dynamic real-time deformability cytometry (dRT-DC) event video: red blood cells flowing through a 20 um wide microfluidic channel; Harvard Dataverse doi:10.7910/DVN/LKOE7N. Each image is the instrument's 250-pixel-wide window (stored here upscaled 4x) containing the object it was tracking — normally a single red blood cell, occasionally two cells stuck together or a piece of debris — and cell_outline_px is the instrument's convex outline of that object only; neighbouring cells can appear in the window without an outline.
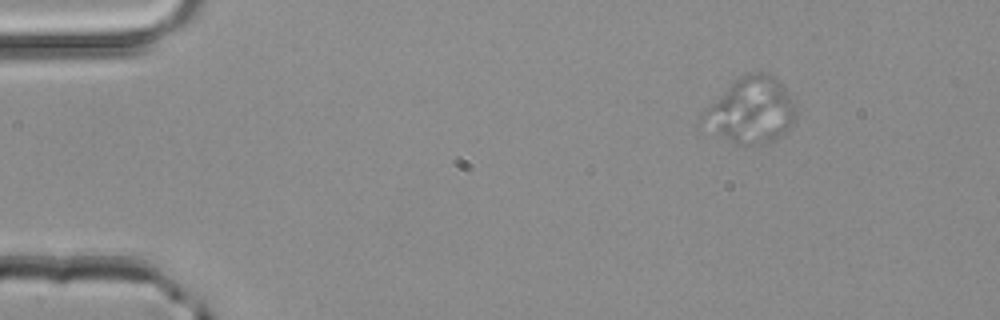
{"species": "common noctule bat (a hibernating species)", "species_latin": "Nyctalus noctula", "temperature_condition": "room temperature", "stored_images_in_passage": 3, "camera_frame_rate_fps": 3000, "um_per_image_px": 0.085, "animal": {"sex": "male", "body_mass_g": 20.4}, "frame": {"image": 1, "passage_image": 1, "time_ms": 0.0, "image_size_px": [1000, 320], "cell_outline_px": [[796, 120], [780, 136], [772, 140], [748, 144], [736, 144], [724, 136], [700, 116], [700, 112], [704, 108], [744, 72], [764, 72], [772, 76], [788, 92], [796, 112]], "centroid_in_image_um": [63.87, 9.32], "position_along_channel_um": 21.1, "area_um2": 34.39}}
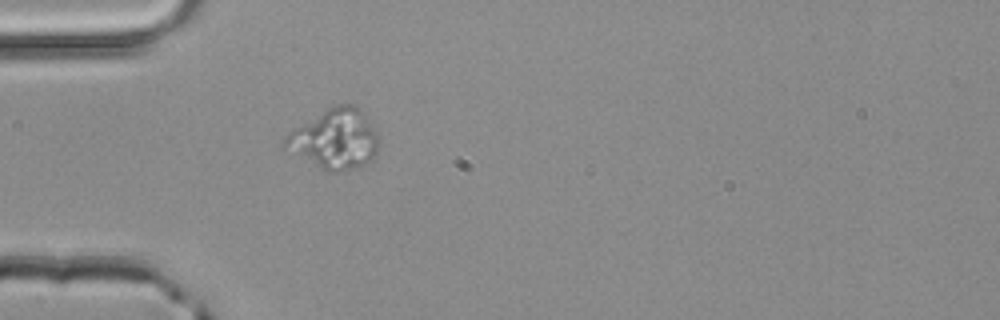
{"frame": {"image": 2, "passage_image": 3, "time_ms": 0.667, "image_size_px": [1000, 320], "cell_outline_px": [[376, 156], [372, 160], [364, 164], [352, 168], [336, 172], [328, 172], [284, 148], [280, 144], [284, 136], [292, 128], [328, 108], [336, 104], [356, 104], [364, 112], [376, 132]], "centroid_in_image_um": [28.41, 11.8], "position_along_channel_um": 56.6, "area_um2": 32.66}}